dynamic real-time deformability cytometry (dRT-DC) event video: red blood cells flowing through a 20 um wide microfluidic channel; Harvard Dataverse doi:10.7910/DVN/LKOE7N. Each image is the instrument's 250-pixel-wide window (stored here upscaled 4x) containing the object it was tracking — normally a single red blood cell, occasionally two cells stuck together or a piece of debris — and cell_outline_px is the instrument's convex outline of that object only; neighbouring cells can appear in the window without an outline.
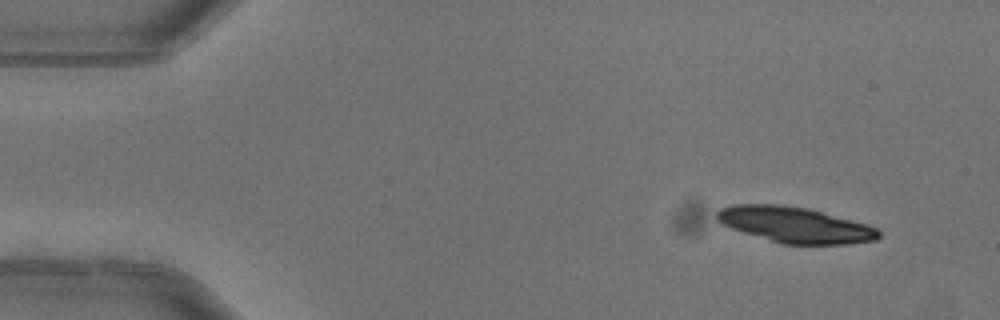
{"species": "common noctule bat (a hibernating species)", "species_latin": "Nyctalus noctula", "temperature_condition": "warm", "stored_images_in_passage": 4, "camera_frame_rate_fps": 3000, "um_per_image_px": 0.085, "animal": {"sex": "female"}, "frame": {"image": 1, "passage_image": 1, "time_ms": 0.0, "image_size_px": [1000, 320], "cell_outline_px": [[880, 236], [876, 240], [848, 244], [780, 244], [720, 224], [716, 220], [716, 212], [720, 208], [732, 204], [780, 204], [808, 208], [868, 224], [876, 228], [880, 232]], "centroid_in_image_um": [67.55, 19.1], "position_along_channel_um": 17.4, "area_um2": 33.87}}